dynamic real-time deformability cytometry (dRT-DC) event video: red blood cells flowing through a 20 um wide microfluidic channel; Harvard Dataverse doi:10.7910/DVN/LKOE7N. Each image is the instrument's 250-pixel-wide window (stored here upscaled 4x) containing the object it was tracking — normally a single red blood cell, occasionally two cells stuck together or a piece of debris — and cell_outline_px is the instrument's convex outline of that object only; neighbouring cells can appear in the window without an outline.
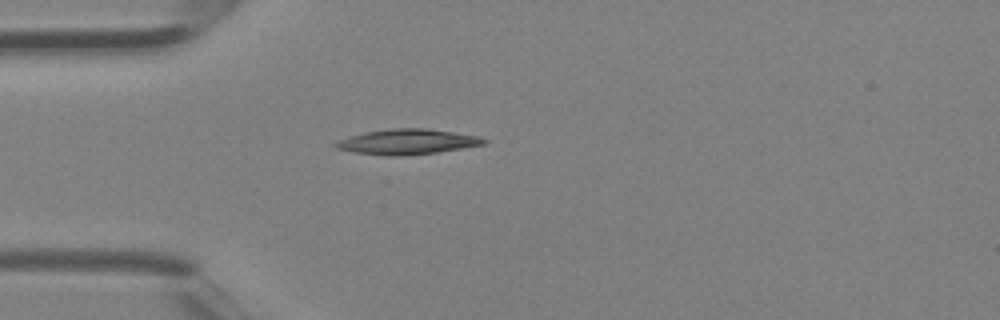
{"species": "Egyptian fruit bat (a non-hibernating species)", "species_latin": "Rousettus aegyptiacus", "temperature_condition": "room temperature", "stored_images_in_passage": 3, "camera_frame_rate_fps": 3000, "um_per_image_px": 0.085, "animal": {"sex": "female"}, "frame": {"image": 1, "passage_image": 3, "time_ms": 0.667, "image_size_px": [1000, 320], "cell_outline_px": [[488, 144], [436, 152], [400, 156], [388, 156], [352, 152], [336, 148], [332, 144], [340, 140], [364, 132], [392, 128], [428, 128], [480, 136], [488, 140]], "centroid_in_image_um": [34.66, 12.05], "position_along_channel_um": 50.3, "area_um2": 21.85}}